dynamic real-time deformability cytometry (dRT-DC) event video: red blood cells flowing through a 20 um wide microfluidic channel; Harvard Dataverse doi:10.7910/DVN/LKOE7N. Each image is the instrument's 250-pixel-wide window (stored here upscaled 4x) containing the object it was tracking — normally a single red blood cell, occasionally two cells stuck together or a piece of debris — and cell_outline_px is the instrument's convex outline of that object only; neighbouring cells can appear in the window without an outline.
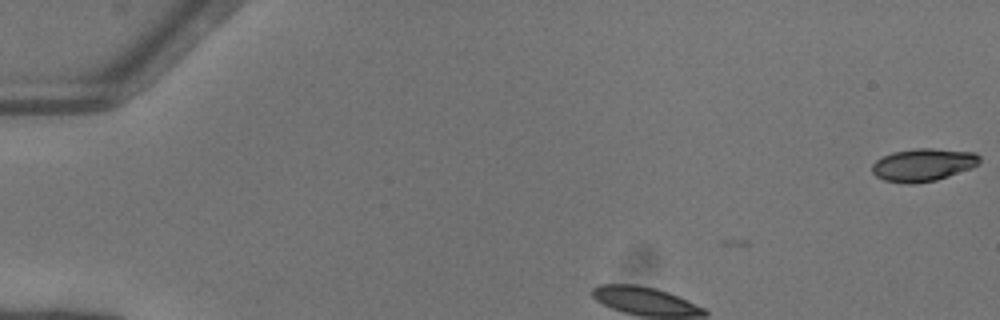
{"species": "common noctule bat (a hibernating species)", "species_latin": "Nyctalus noctula", "temperature_condition": "warm", "stored_images_in_passage": 2, "camera_frame_rate_fps": 3000, "um_per_image_px": 0.085, "animal": {"sex": "female"}, "frame": {"image": 1, "passage_image": 2, "time_ms": 0.333, "image_size_px": [1000, 320], "cell_outline_px": [[980, 160], [972, 168], [936, 180], [912, 184], [908, 184], [884, 180], [876, 176], [872, 172], [872, 164], [876, 160], [892, 152], [912, 148], [932, 148], [976, 152], [980, 156]], "centroid_in_image_um": [78.46, 14.0], "position_along_channel_um": 6.5, "area_um2": 20.58}}